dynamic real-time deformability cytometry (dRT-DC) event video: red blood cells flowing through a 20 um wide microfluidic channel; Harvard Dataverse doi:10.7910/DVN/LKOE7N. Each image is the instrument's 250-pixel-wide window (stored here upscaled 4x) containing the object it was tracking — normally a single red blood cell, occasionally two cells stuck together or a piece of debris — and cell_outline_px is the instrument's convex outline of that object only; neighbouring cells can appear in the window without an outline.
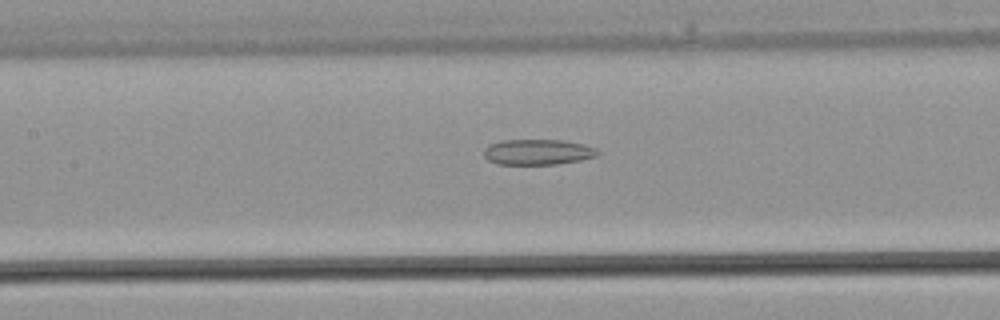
{"species": "common noctule bat (a hibernating species)", "species_latin": "Nyctalus noctula", "temperature_condition": "warm", "stored_images_in_passage": 36, "camera_frame_rate_fps": 3000, "um_per_image_px": 0.085, "animal": {"sex": "male", "body_mass_g": 21.5, "forearm_length_mm": 52.0}, "frame": {"image": 1, "passage_image": 16, "time_ms": 5.0, "image_size_px": [1000, 320], "cell_outline_px": [[600, 152], [596, 156], [580, 160], [556, 164], [496, 164], [488, 160], [484, 156], [484, 148], [488, 144], [500, 140], [564, 140], [596, 148]], "centroid_in_image_um": [45.66, 12.92], "position_along_channel_um": 161.7, "area_um2": 16.94}}
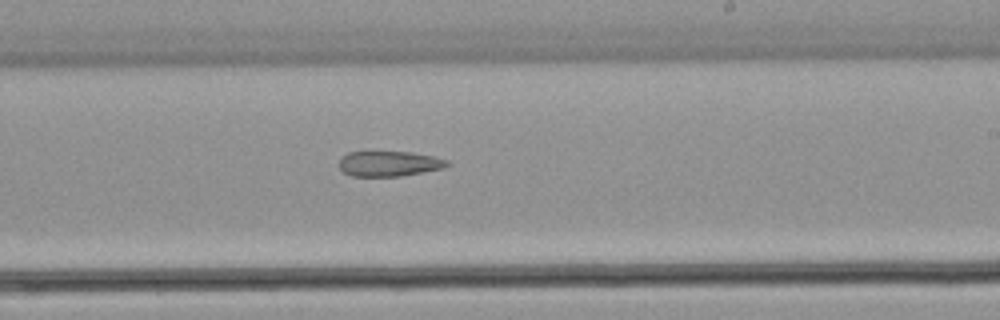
{"frame": {"image": 2, "passage_image": 21, "time_ms": 6.667, "image_size_px": [1000, 320], "cell_outline_px": [[448, 164], [444, 168], [424, 172], [400, 176], [352, 176], [344, 172], [340, 168], [340, 160], [348, 152], [412, 152], [432, 156], [448, 160]], "centroid_in_image_um": [33.09, 13.91], "position_along_channel_um": 255.9, "area_um2": 15.72}}
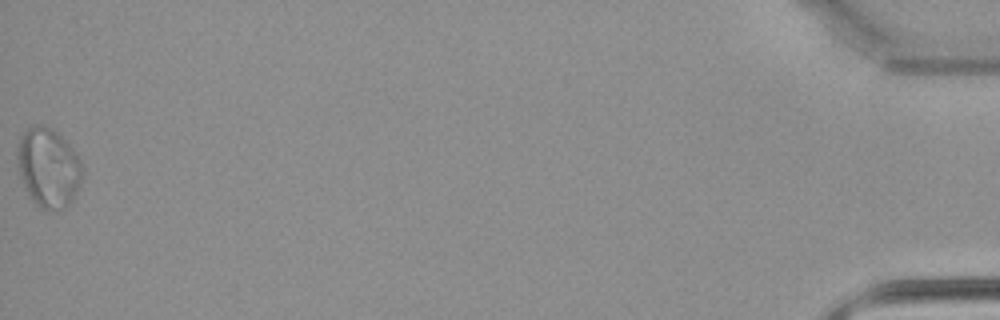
{"frame": {"image": 3, "passage_image": 36, "time_ms": 11.667, "image_size_px": [1000, 320], "cell_outline_px": [[84, 172], [76, 192], [68, 204], [64, 208], [48, 212], [40, 208], [36, 204], [28, 192], [20, 176], [16, 160], [16, 148], [24, 132], [28, 128], [36, 124], [40, 124], [52, 128], [64, 140], [80, 160], [84, 168]], "centroid_in_image_um": [4.1, 14.26], "position_along_channel_um": 431.1, "area_um2": 29.88}}